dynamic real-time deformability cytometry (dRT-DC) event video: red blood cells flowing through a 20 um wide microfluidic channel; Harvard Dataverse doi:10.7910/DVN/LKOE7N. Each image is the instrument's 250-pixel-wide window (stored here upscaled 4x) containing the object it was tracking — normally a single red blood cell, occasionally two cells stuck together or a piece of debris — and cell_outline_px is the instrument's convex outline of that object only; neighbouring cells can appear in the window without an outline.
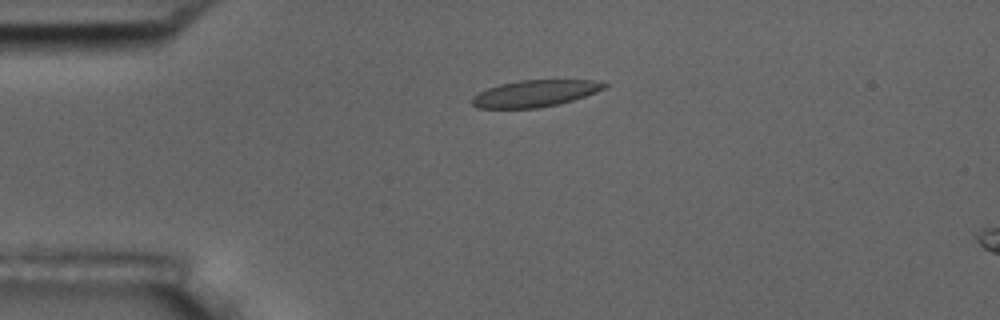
{"species": "common noctule bat (a hibernating species)", "species_latin": "Nyctalus noctula", "temperature_condition": "room temperature", "stored_images_in_passage": 5, "camera_frame_rate_fps": 3000, "um_per_image_px": 0.085, "animal": {"sex": "male", "body_mass_g": 17.5, "forearm_length_mm": 52.3}, "frame": {"image": 1, "passage_image": 3, "time_ms": 3.0, "image_size_px": [1000, 320], "cell_outline_px": [[608, 84], [604, 88], [596, 92], [560, 104], [536, 108], [476, 108], [472, 104], [472, 96], [488, 88], [500, 84], [520, 80], [592, 80]], "centroid_in_image_um": [45.45, 7.94], "position_along_channel_um": 39.6, "area_um2": 20.4}}